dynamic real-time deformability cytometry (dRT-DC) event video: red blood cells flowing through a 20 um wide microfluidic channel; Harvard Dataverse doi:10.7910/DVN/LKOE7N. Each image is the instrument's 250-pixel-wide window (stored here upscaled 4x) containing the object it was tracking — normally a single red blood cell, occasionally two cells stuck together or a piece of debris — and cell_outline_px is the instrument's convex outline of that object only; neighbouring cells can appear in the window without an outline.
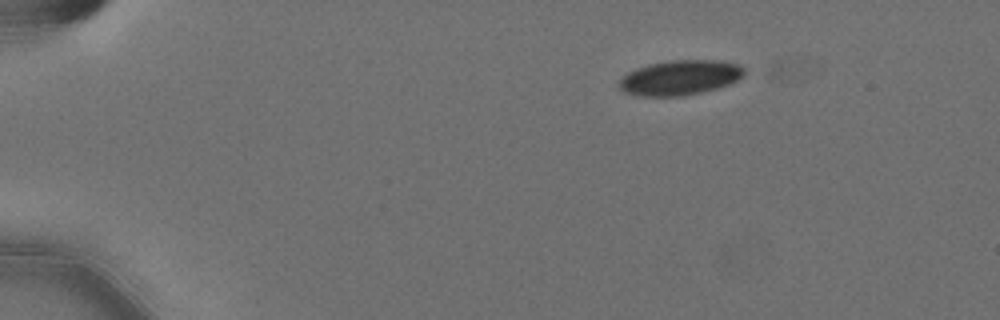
{"species": "Egyptian fruit bat (a non-hibernating species)", "species_latin": "Rousettus aegyptiacus", "temperature_condition": "cold", "stored_images_in_passage": 2, "camera_frame_rate_fps": 3000, "um_per_image_px": 0.085, "animal": {"sex": "female"}, "frame": {"image": 1, "passage_image": 1, "time_ms": 0.0, "image_size_px": [1000, 320], "cell_outline_px": [[744, 76], [728, 84], [716, 88], [700, 92], [680, 96], [636, 96], [624, 92], [620, 88], [620, 80], [628, 72], [636, 68], [648, 64], [672, 60], [720, 60], [740, 64], [744, 68]], "centroid_in_image_um": [57.8, 6.59], "position_along_channel_um": 27.2, "area_um2": 25.37}}